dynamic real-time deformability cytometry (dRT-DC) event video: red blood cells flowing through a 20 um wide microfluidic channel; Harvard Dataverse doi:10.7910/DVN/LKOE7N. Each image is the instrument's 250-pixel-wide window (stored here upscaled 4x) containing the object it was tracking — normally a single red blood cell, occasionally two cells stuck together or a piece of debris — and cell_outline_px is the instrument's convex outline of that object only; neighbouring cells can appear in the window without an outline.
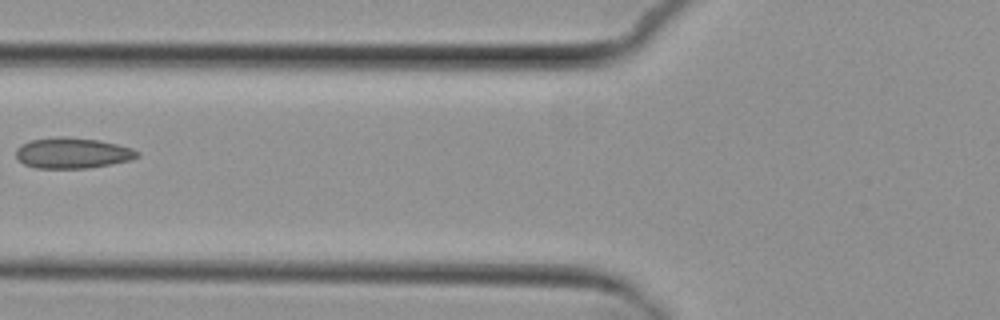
{"species": "common noctule bat (a hibernating species)", "species_latin": "Nyctalus noctula", "temperature_condition": "cold", "stored_images_in_passage": 8, "camera_frame_rate_fps": 3000, "um_per_image_px": 0.085, "animal": {"sex": "female", "body_mass_g": 29.2, "forearm_length_mm": 56.3}, "frame": {"image": 1, "passage_image": 6, "time_ms": 7.333, "image_size_px": [1000, 320], "cell_outline_px": [[140, 156], [132, 160], [88, 168], [36, 168], [24, 164], [16, 156], [16, 148], [32, 140], [60, 136], [64, 136], [100, 140], [132, 148], [140, 152]], "centroid_in_image_um": [6.2, 13.01], "position_along_channel_um": 119.6, "area_um2": 21.68}}
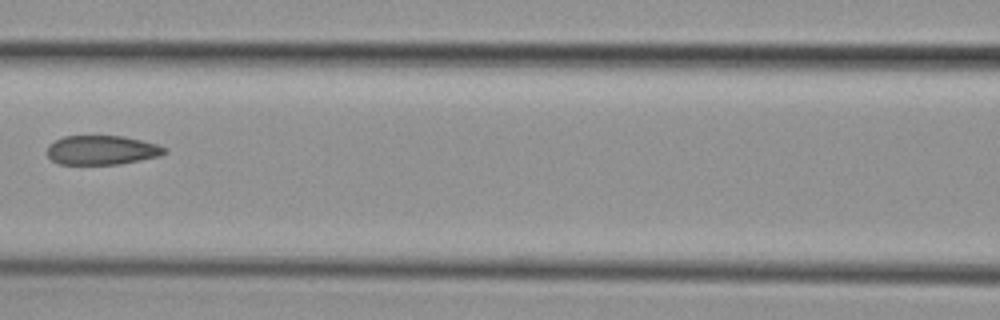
{"frame": {"image": 2, "passage_image": 7, "time_ms": 8.333, "image_size_px": [1000, 320], "cell_outline_px": [[168, 152], [160, 156], [120, 164], [60, 164], [52, 160], [48, 156], [48, 144], [64, 136], [124, 136], [156, 144], [168, 148]], "centroid_in_image_um": [8.68, 12.76], "position_along_channel_um": 157.9, "area_um2": 20.0}}
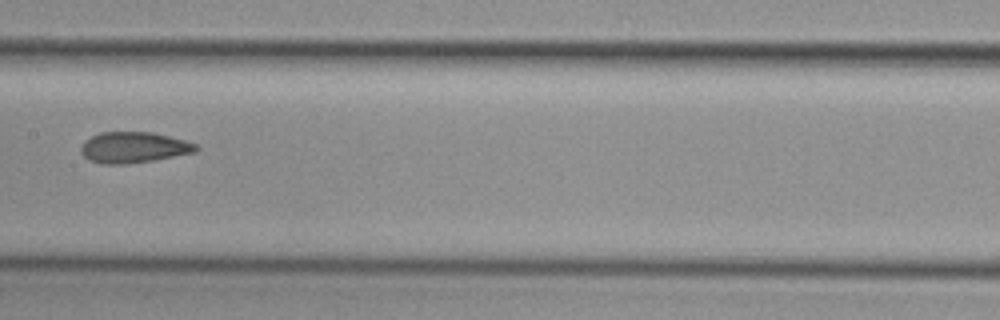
{"frame": {"image": 3, "passage_image": 8, "time_ms": 9.333, "image_size_px": [1000, 320], "cell_outline_px": [[200, 148], [196, 152], [152, 160], [124, 164], [100, 164], [88, 160], [80, 152], [80, 148], [84, 140], [100, 132], [152, 132], [184, 140], [196, 144]], "centroid_in_image_um": [11.33, 12.53], "position_along_channel_um": 196.1, "area_um2": 20.75}}